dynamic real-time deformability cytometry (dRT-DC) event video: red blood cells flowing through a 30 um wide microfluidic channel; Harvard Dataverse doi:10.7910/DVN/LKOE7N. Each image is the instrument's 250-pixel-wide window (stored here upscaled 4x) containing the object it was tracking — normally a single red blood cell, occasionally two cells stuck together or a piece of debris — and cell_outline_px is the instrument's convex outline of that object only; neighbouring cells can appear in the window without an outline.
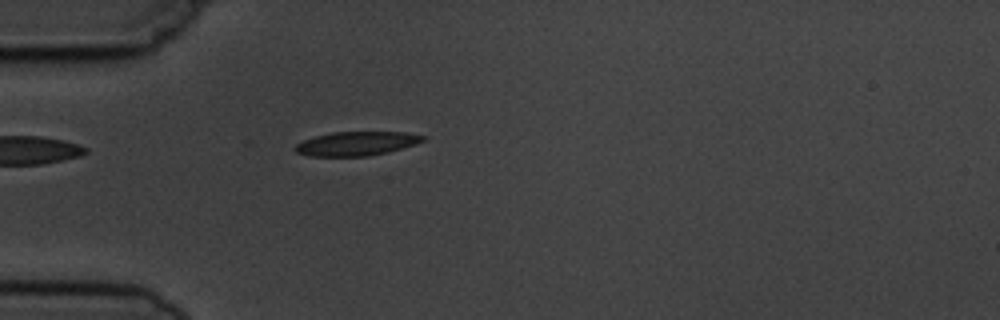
{"species": "common noctule bat (a hibernating species)", "species_latin": "Nyctalus noctula", "temperature_condition": "cold", "stored_images_in_passage": 1, "camera_frame_rate_fps": 3000, "um_per_image_px": 0.085, "animal": {"sex": "male", "body_mass_g": 19.5, "forearm_length_mm": 54.6}, "frame": {"image": 1, "passage_image": 1, "time_ms": 0.0, "image_size_px": [1000, 320], "cell_outline_px": [[424, 140], [388, 152], [368, 156], [308, 156], [296, 152], [292, 148], [296, 144], [304, 140], [316, 136], [332, 132], [404, 132], [424, 136]], "centroid_in_image_um": [30.22, 12.21], "position_along_channel_um": 54.8, "area_um2": 17.63}}